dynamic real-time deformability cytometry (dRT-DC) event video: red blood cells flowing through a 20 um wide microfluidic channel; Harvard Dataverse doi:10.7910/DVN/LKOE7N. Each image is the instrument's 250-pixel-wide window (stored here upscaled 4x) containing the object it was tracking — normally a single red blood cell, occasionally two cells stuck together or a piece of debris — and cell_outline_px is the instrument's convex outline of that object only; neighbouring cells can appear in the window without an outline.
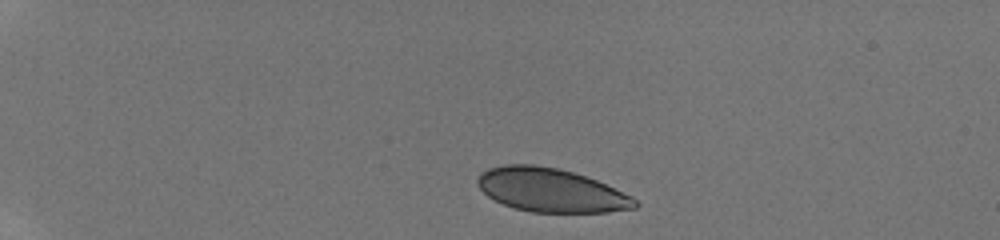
{"species": "human", "species_latin": "Homo sapiens", "temperature_condition": "room temperature", "stored_images_in_passage": 4, "camera_frame_rate_fps": 3000, "um_per_image_px": 0.085, "donor": {"sex": "male"}, "frame": {"image": 1, "passage_image": 1, "time_ms": 0.0, "image_size_px": [1000, 240], "cell_outline_px": [[640, 204], [636, 208], [608, 212], [532, 212], [516, 208], [504, 204], [488, 196], [476, 184], [476, 180], [480, 172], [488, 168], [504, 164], [532, 164], [556, 168], [572, 172], [596, 180], [632, 196]], "centroid_in_image_um": [46.81, 16.16], "position_along_channel_um": 38.2, "area_um2": 39.88}}
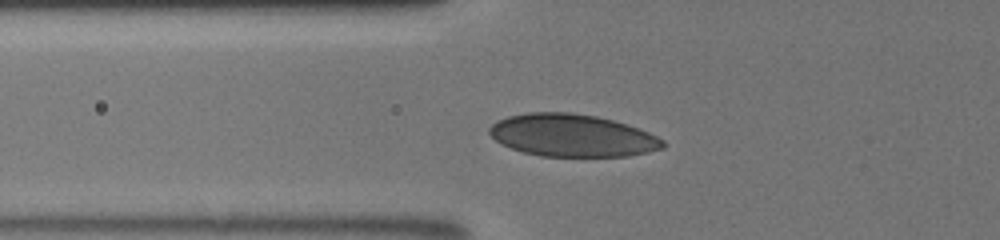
{"frame": {"image": 2, "passage_image": 4, "time_ms": 3.0, "image_size_px": [1000, 240], "cell_outline_px": [[668, 144], [664, 148], [648, 152], [628, 156], [540, 156], [524, 152], [512, 148], [496, 140], [488, 132], [488, 128], [496, 120], [508, 116], [528, 112], [572, 112], [596, 116], [628, 124], [648, 132], [664, 140]], "centroid_in_image_um": [48.66, 11.5], "position_along_channel_um": 77.1, "area_um2": 43.0}}